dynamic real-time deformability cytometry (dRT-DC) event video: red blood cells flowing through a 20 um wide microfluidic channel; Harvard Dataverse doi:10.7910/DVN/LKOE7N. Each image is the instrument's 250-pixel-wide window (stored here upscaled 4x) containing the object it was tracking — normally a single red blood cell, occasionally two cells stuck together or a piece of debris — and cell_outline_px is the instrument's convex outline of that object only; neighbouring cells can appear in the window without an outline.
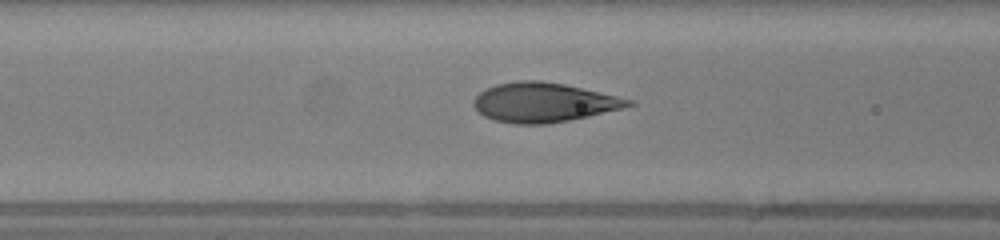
{"species": "human", "species_latin": "Homo sapiens", "temperature_condition": "warm", "stored_images_in_passage": 48, "camera_frame_rate_fps": 3000, "um_per_image_px": 0.085, "donor": {"sex": "female"}, "frame": {"image": 1, "passage_image": 18, "time_ms": 5.667, "image_size_px": [1000, 240], "cell_outline_px": [[636, 104], [624, 108], [588, 116], [568, 120], [544, 124], [512, 124], [492, 120], [484, 116], [472, 104], [472, 100], [480, 92], [496, 84], [520, 80], [540, 80], [564, 84], [616, 96], [632, 100]], "centroid_in_image_um": [46.18, 8.71], "position_along_channel_um": 120.4, "area_um2": 35.37}}
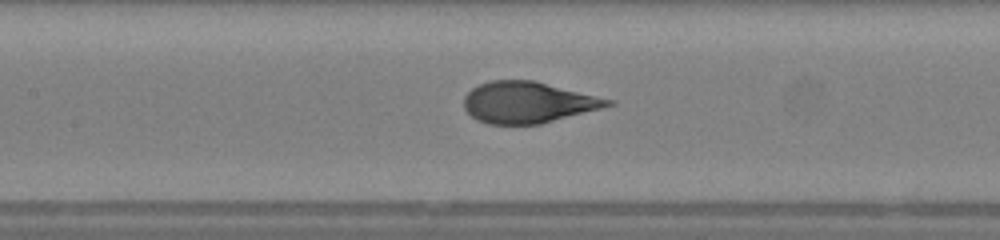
{"frame": {"image": 2, "passage_image": 21, "time_ms": 6.667, "image_size_px": [1000, 240], "cell_outline_px": [[616, 104], [540, 124], [488, 124], [476, 120], [464, 108], [464, 96], [472, 88], [480, 84], [492, 80], [532, 80], [616, 100]], "centroid_in_image_um": [44.88, 8.7], "position_along_channel_um": 162.5, "area_um2": 34.51}}
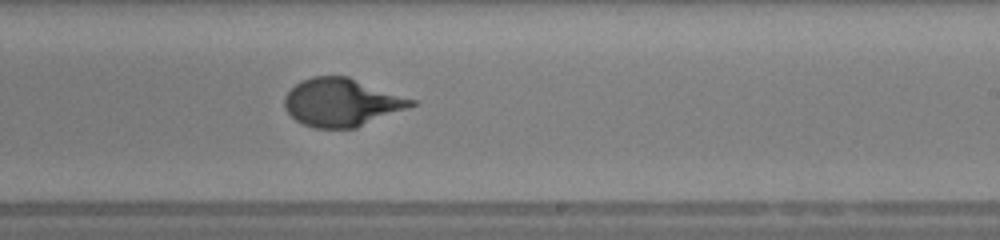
{"frame": {"image": 3, "passage_image": 28, "time_ms": 9.0, "image_size_px": [1000, 240], "cell_outline_px": [[416, 104], [408, 108], [356, 128], [312, 128], [296, 120], [284, 108], [284, 96], [296, 84], [312, 76], [348, 76], [416, 100]], "centroid_in_image_um": [29.04, 8.7], "position_along_channel_um": 260.0, "area_um2": 35.32}, "authors_computed_cell_mechanics": {"area_um2": 35.258, "velocity_mm_per_s": 4.1922, "shape_relaxation_time_tau1_ms": 4.9065, "shape_relaxation_time_tau2_ms": null, "deformation_change_tau1": 0.2672, "deformation_change_tau2": null}}